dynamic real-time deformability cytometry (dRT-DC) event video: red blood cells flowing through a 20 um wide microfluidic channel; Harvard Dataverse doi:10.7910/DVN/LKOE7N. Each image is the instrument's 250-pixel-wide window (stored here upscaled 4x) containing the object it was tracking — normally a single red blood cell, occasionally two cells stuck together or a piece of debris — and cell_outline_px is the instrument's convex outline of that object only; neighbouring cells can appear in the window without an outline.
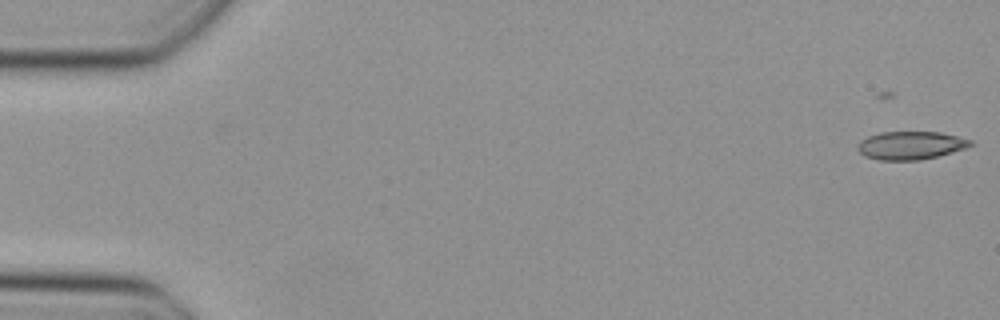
{"species": "Egyptian fruit bat (a non-hibernating species)", "species_latin": "Rousettus aegyptiacus", "temperature_condition": "cold", "stored_images_in_passage": 2, "camera_frame_rate_fps": 3000, "um_per_image_px": 0.085, "animal": {"sex": "female"}, "frame": {"image": 1, "passage_image": 2, "time_ms": 0.333, "image_size_px": [1000, 320], "cell_outline_px": [[976, 144], [964, 148], [936, 156], [920, 160], [880, 160], [864, 156], [856, 148], [860, 140], [868, 136], [880, 132], [940, 132], [972, 140]], "centroid_in_image_um": [77.38, 12.35], "position_along_channel_um": 7.6, "area_um2": 18.44}}